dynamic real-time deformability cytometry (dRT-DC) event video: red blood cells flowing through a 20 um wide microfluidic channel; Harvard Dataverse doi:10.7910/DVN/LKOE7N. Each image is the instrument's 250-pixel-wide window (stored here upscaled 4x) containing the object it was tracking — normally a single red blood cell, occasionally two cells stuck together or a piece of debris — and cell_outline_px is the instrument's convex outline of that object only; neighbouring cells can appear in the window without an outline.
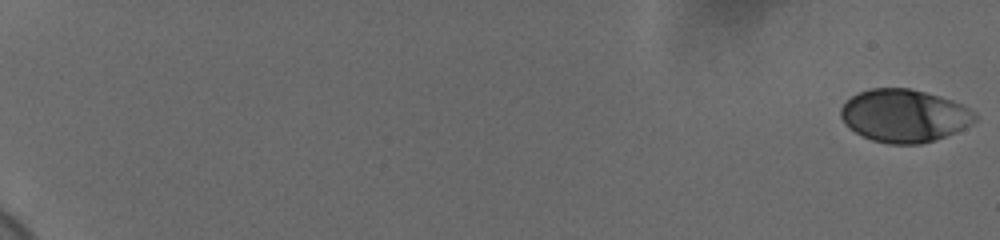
{"species": "human", "species_latin": "Homo sapiens", "temperature_condition": "cold", "stored_images_in_passage": 60, "camera_frame_rate_fps": 3000, "um_per_image_px": 0.085, "donor": {"sex": "female"}, "frame": {"image": 1, "passage_image": 1, "time_ms": 0.0, "image_size_px": [1000, 240], "cell_outline_px": [[976, 120], [972, 124], [956, 132], [936, 140], [920, 144], [888, 144], [872, 140], [856, 132], [844, 124], [840, 116], [840, 108], [852, 96], [860, 92], [872, 88], [908, 88], [940, 96], [964, 104], [976, 112]], "centroid_in_image_um": [76.89, 9.84], "position_along_channel_um": 8.1, "area_um2": 41.44}}
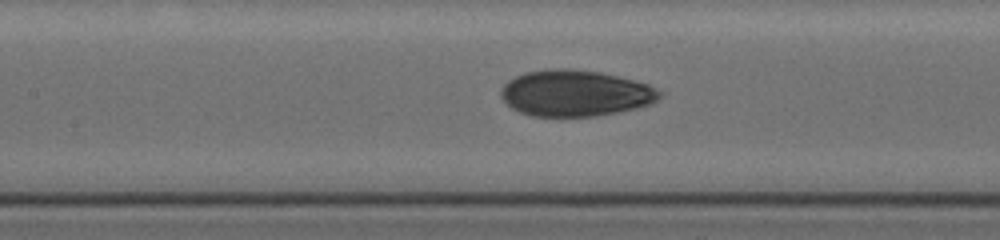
{"frame": {"image": 2, "passage_image": 32, "time_ms": 10.333, "image_size_px": [1000, 240], "cell_outline_px": [[660, 96], [652, 104], [636, 108], [596, 116], [532, 116], [520, 112], [512, 108], [500, 96], [500, 92], [504, 84], [508, 80], [524, 72], [544, 68], [568, 68], [600, 72], [648, 84], [660, 92]], "centroid_in_image_um": [48.85, 7.91], "position_along_channel_um": 158.5, "area_um2": 42.66}}
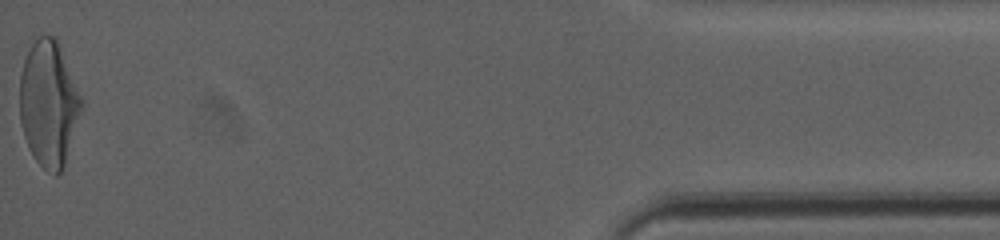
{"frame": {"image": 3, "passage_image": 60, "time_ms": 19.667, "image_size_px": [1000, 240], "cell_outline_px": [[84, 104], [64, 164], [60, 172], [56, 176], [48, 172], [36, 160], [28, 148], [24, 136], [20, 120], [20, 76], [24, 60], [32, 44], [40, 36], [56, 36], [84, 100]], "centroid_in_image_um": [4.16, 8.8], "position_along_channel_um": 431.0, "area_um2": 45.2}, "authors_computed_cell_mechanics": {"area_um2": 41.3559, "velocity_mm_per_s": 3.6681, "shape_relaxation_time_tau1_ms": 5.5239, "shape_relaxation_time_tau2_ms": 1.1556, "deformation_change_tau1": 0.1783, "deformation_change_tau2": 0.0519}}